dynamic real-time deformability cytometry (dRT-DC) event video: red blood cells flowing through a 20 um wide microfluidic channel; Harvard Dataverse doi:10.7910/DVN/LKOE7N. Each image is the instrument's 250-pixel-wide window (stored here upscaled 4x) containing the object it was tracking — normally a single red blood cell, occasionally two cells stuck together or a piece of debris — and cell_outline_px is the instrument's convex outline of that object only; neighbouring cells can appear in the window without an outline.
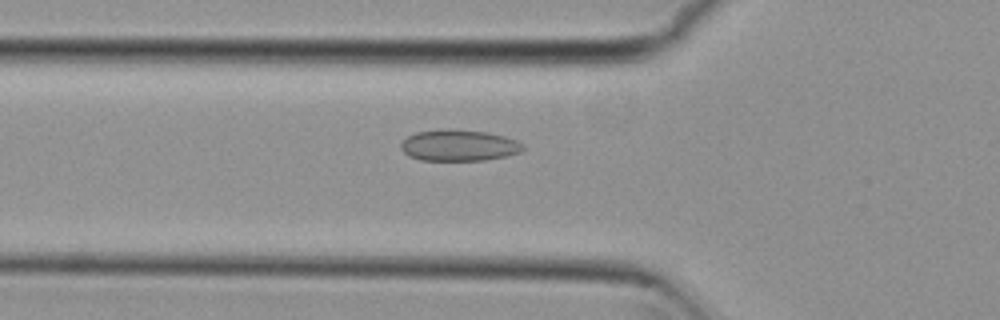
{"species": "common noctule bat (a hibernating species)", "species_latin": "Nyctalus noctula", "temperature_condition": "cold", "stored_images_in_passage": 47, "camera_frame_rate_fps": 3000, "um_per_image_px": 0.085, "animal": {"sex": "female", "body_mass_g": 29.2, "forearm_length_mm": 56.3}, "frame": {"image": 1, "passage_image": 11, "time_ms": 3.333, "image_size_px": [1000, 320], "cell_outline_px": [[524, 148], [520, 152], [504, 156], [484, 160], [420, 160], [408, 156], [400, 148], [400, 144], [408, 136], [416, 132], [440, 128], [448, 128], [488, 132], [504, 136], [516, 140], [524, 144]], "centroid_in_image_um": [38.98, 12.34], "position_along_channel_um": 86.8, "area_um2": 22.43}}
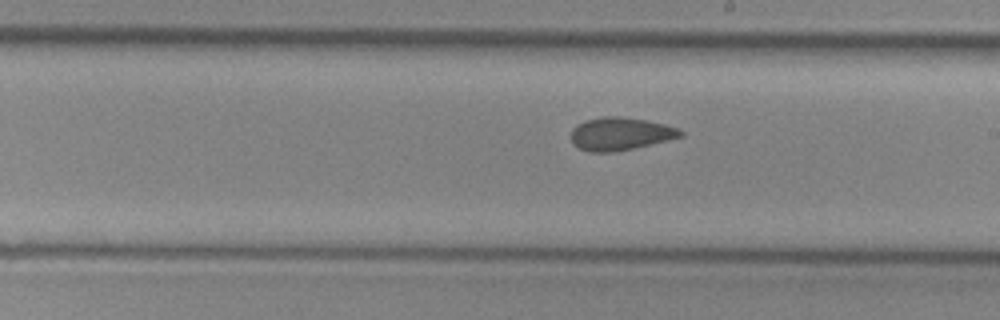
{"frame": {"image": 2, "passage_image": 23, "time_ms": 7.333, "image_size_px": [1000, 320], "cell_outline_px": [[684, 136], [668, 140], [632, 148], [612, 152], [588, 152], [572, 144], [572, 128], [576, 124], [584, 120], [600, 116], [620, 116], [644, 120], [664, 124], [680, 128], [684, 132]], "centroid_in_image_um": [52.72, 11.36], "position_along_channel_um": 236.3, "area_um2": 21.04}}
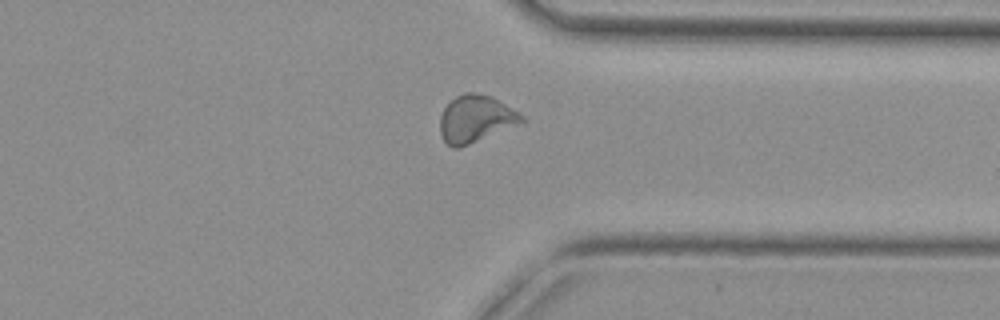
{"frame": {"image": 3, "passage_image": 34, "time_ms": 11.0, "image_size_px": [1000, 320], "cell_outline_px": [[524, 120], [468, 144], [456, 148], [452, 148], [444, 140], [440, 132], [440, 116], [444, 108], [456, 96], [464, 92], [472, 92], [492, 96], [524, 116]], "centroid_in_image_um": [40.37, 10.07], "position_along_channel_um": 371.0, "area_um2": 21.68}, "authors_computed_cell_mechanics": {"area_um2": 21.8484, "velocity_mm_per_s": 3.7271, "shape_relaxation_time_tau1_ms": null, "shape_relaxation_time_tau2_ms": 1.9369, "deformation_change_tau1": null, "deformation_change_tau2": 0.0792}}